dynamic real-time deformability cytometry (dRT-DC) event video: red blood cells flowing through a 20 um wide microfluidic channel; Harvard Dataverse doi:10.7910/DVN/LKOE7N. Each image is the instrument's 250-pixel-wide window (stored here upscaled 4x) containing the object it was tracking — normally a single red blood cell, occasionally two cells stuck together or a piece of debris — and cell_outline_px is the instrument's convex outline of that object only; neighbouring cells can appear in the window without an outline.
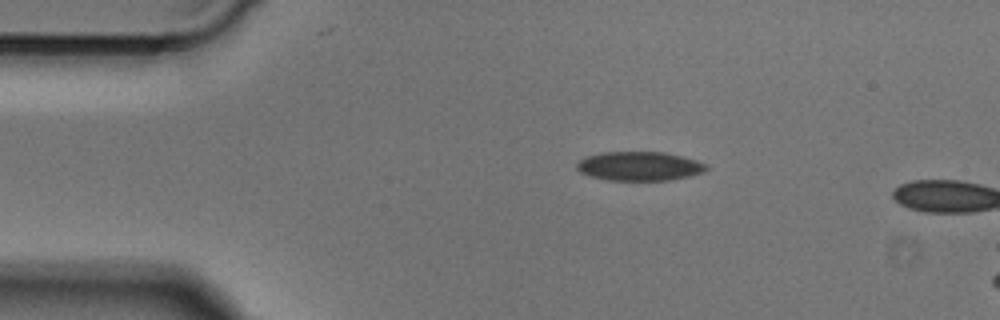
{"species": "Egyptian fruit bat (a non-hibernating species)", "species_latin": "Rousettus aegyptiacus", "temperature_condition": "cold", "stored_images_in_passage": 7, "camera_frame_rate_fps": 3000, "um_per_image_px": 0.085, "animal": {"sex": "male"}, "frame": {"image": 1, "passage_image": 1, "time_ms": 0.0, "image_size_px": [1000, 320], "cell_outline_px": [[708, 168], [704, 172], [688, 176], [668, 180], [608, 180], [592, 176], [580, 172], [576, 168], [576, 164], [580, 160], [588, 156], [604, 152], [664, 152], [684, 156], [708, 164]], "centroid_in_image_um": [54.39, 14.12], "position_along_channel_um": 30.6, "area_um2": 21.85}}